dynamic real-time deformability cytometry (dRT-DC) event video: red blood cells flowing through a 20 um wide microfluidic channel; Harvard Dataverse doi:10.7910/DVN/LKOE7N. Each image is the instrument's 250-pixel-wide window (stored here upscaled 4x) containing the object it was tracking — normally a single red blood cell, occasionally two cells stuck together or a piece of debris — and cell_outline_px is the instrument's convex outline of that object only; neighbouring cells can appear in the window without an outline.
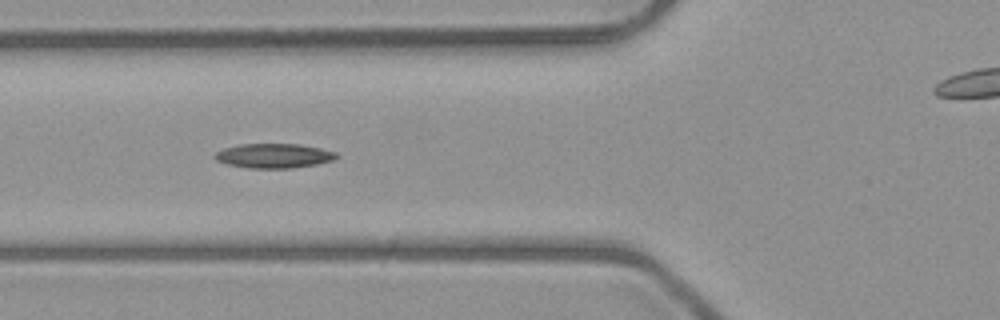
{"species": "common noctule bat (a hibernating species)", "species_latin": "Nyctalus noctula", "temperature_condition": "room temperature", "stored_images_in_passage": 7, "camera_frame_rate_fps": 3000, "um_per_image_px": 0.085, "animal": {"sex": "male", "body_mass_g": 23.1, "forearm_length_mm": 52.7}, "frame": {"image": 1, "passage_image": 4, "time_ms": 3.333, "image_size_px": [1000, 320], "cell_outline_px": [[340, 156], [332, 160], [316, 164], [292, 168], [248, 168], [228, 164], [216, 160], [212, 156], [216, 152], [224, 148], [240, 144], [300, 144], [320, 148], [336, 152]], "centroid_in_image_um": [23.27, 13.24], "position_along_channel_um": 102.5, "area_um2": 17.34}}
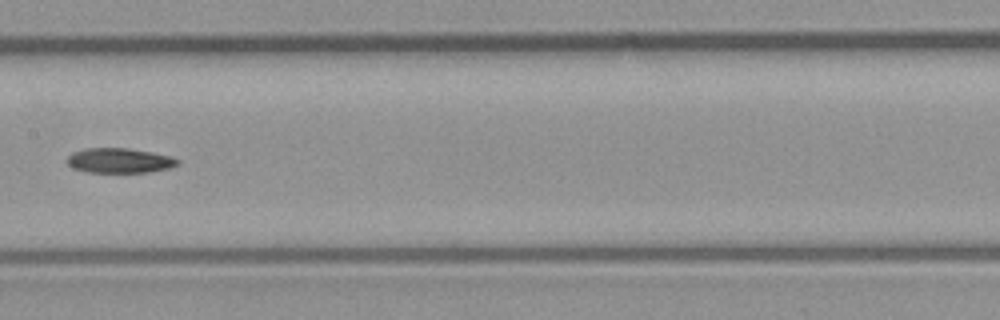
{"frame": {"image": 2, "passage_image": 6, "time_ms": 5.667, "image_size_px": [1000, 320], "cell_outline_px": [[180, 164], [168, 168], [148, 172], [88, 172], [72, 168], [64, 160], [72, 152], [84, 148], [128, 148], [152, 152], [168, 156], [180, 160]], "centroid_in_image_um": [10.11, 13.64], "position_along_channel_um": 197.3, "area_um2": 16.07}}
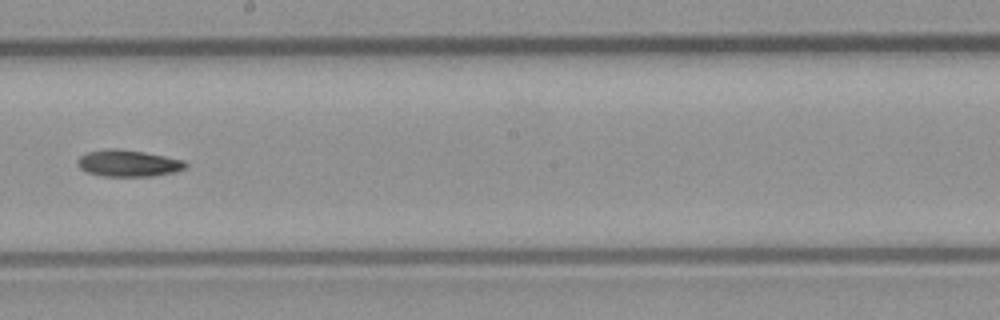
{"frame": {"image": 3, "passage_image": 7, "time_ms": 6.667, "image_size_px": [1000, 320], "cell_outline_px": [[188, 164], [184, 168], [172, 172], [152, 176], [104, 176], [88, 172], [80, 168], [76, 164], [76, 160], [80, 156], [88, 152], [108, 148], [116, 148], [144, 152], [184, 160]], "centroid_in_image_um": [10.86, 13.87], "position_along_channel_um": 237.3, "area_um2": 16.65}}